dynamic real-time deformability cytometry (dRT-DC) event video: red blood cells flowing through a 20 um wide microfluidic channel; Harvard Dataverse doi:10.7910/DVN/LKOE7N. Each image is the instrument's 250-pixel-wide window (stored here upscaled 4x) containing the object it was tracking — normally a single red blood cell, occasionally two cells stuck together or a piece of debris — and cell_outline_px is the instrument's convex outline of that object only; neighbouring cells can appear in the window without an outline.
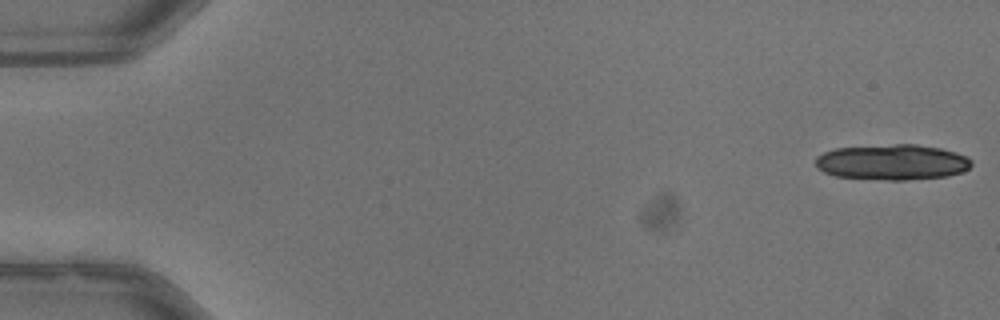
{"species": "common noctule bat (a hibernating species)", "species_latin": "Nyctalus noctula", "temperature_condition": "warm", "stored_images_in_passage": 5, "camera_frame_rate_fps": 3000, "um_per_image_px": 0.085, "animal": {"sex": "male", "body_mass_g": 13.3}, "frame": {"image": 1, "passage_image": 1, "time_ms": 0.0, "image_size_px": [1000, 320], "cell_outline_px": [[972, 164], [968, 168], [960, 172], [948, 176], [904, 180], [888, 180], [836, 176], [824, 172], [816, 168], [816, 156], [824, 152], [836, 148], [896, 144], [916, 144], [940, 148], [956, 152], [972, 160]], "centroid_in_image_um": [75.83, 13.78], "position_along_channel_um": 9.2, "area_um2": 32.19}}